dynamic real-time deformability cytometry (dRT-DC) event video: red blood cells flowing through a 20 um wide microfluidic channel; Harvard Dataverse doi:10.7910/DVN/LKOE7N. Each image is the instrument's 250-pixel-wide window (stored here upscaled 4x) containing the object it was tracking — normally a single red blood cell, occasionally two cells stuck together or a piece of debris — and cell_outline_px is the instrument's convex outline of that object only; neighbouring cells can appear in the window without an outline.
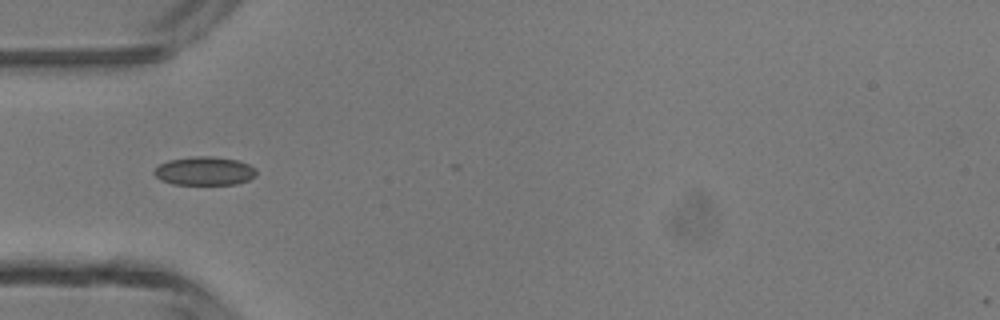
{"species": "common noctule bat (a hibernating species)", "species_latin": "Nyctalus noctula", "temperature_condition": "room temperature", "stored_images_in_passage": 3, "camera_frame_rate_fps": 3000, "um_per_image_px": 0.085, "animal": {"sex": "male", "body_mass_g": 13.3}, "frame": {"image": 1, "passage_image": 3, "time_ms": 2.333, "image_size_px": [1000, 320], "cell_outline_px": [[256, 176], [248, 180], [236, 184], [172, 184], [160, 180], [152, 172], [160, 164], [168, 160], [192, 156], [212, 156], [240, 160], [256, 168]], "centroid_in_image_um": [17.39, 14.52], "position_along_channel_um": 67.6, "area_um2": 17.17}}